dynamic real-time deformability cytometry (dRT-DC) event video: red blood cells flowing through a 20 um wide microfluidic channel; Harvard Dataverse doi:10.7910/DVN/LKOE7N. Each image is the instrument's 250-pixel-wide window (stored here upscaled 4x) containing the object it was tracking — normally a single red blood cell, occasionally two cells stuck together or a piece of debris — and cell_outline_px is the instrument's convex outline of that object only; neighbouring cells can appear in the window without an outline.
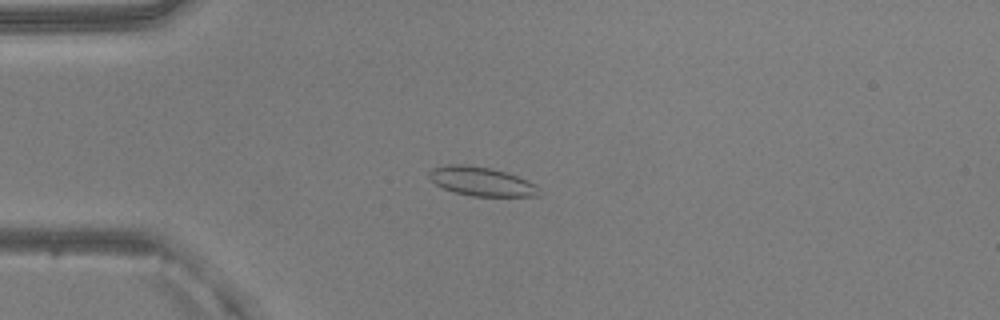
{"species": "common noctule bat (a hibernating species)", "species_latin": "Nyctalus noctula", "temperature_condition": "warm", "stored_images_in_passage": 52, "camera_frame_rate_fps": 3000, "um_per_image_px": 0.085, "animal": {"sex": "male", "body_mass_g": 20.5, "forearm_length_mm": 52.5}, "frame": {"image": 1, "passage_image": 14, "time_ms": 4.333, "image_size_px": [1000, 320], "cell_outline_px": [[540, 196], [472, 196], [456, 192], [444, 188], [436, 184], [428, 176], [428, 172], [432, 168], [448, 164], [464, 164], [488, 168], [504, 172], [528, 180], [536, 184]], "centroid_in_image_um": [40.91, 15.42], "position_along_channel_um": 44.1, "area_um2": 18.32}}
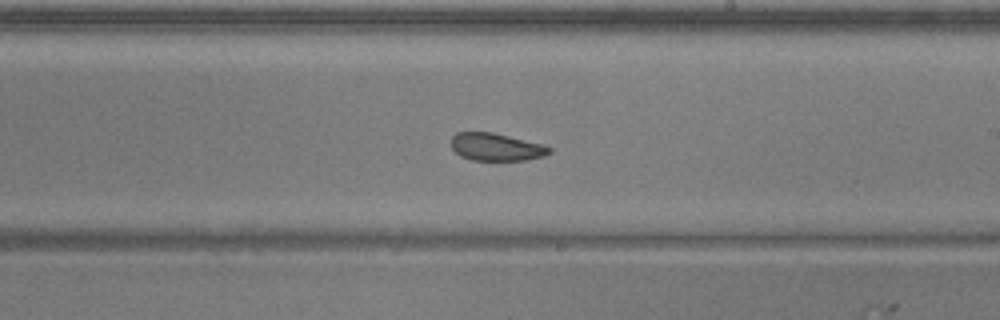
{"frame": {"image": 2, "passage_image": 31, "time_ms": 10.0, "image_size_px": [1000, 320], "cell_outline_px": [[552, 152], [544, 156], [528, 160], [472, 160], [460, 156], [452, 148], [452, 136], [456, 132], [492, 132], [540, 144], [552, 148]], "centroid_in_image_um": [42.16, 12.5], "position_along_channel_um": 246.8, "area_um2": 15.66}}
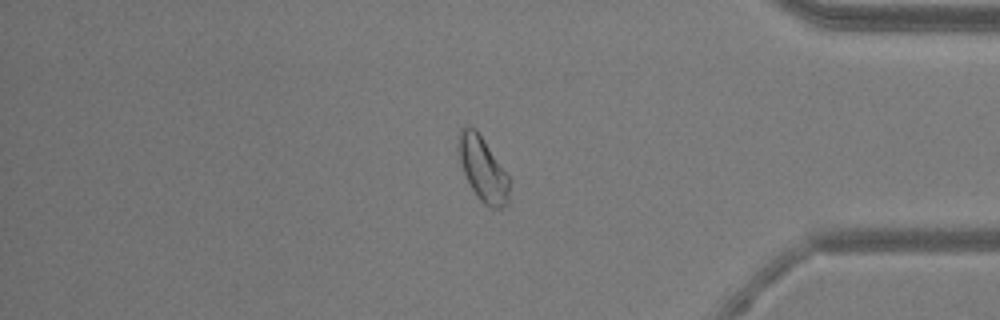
{"frame": {"image": 3, "passage_image": 44, "time_ms": 14.333, "image_size_px": [1000, 320], "cell_outline_px": [[508, 204], [500, 208], [488, 208], [476, 196], [464, 176], [460, 164], [456, 148], [456, 144], [460, 128], [468, 124], [476, 128], [508, 176]], "centroid_in_image_um": [40.96, 14.33], "position_along_channel_um": 394.2, "area_um2": 19.36}, "authors_computed_cell_mechanics": {"area_um2": 18.3515, "velocity_mm_per_s": 3.9632, "shape_relaxation_time_tau1_ms": 4.1259, "shape_relaxation_time_tau2_ms": 1.5073, "deformation_change_tau1": 0.0945, "deformation_change_tau2": 0.0845}}